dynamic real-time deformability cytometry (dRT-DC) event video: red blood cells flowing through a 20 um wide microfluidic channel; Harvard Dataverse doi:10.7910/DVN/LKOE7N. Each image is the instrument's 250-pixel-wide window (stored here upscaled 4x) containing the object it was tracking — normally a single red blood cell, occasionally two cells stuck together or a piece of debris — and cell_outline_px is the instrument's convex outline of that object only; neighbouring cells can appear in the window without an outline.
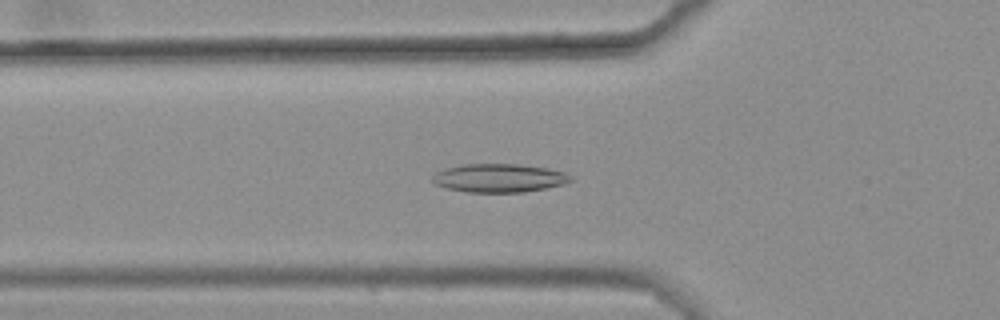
{"species": "common noctule bat (a hibernating species)", "species_latin": "Nyctalus noctula", "temperature_condition": "warm", "stored_images_in_passage": 48, "camera_frame_rate_fps": 3000, "um_per_image_px": 0.085, "animal": {"sex": "female", "body_mass_g": 25.1}, "frame": {"image": 1, "passage_image": 20, "time_ms": 6.333, "image_size_px": [1000, 320], "cell_outline_px": [[572, 180], [564, 184], [548, 188], [524, 192], [468, 192], [448, 188], [436, 184], [432, 180], [432, 176], [436, 172], [444, 168], [464, 164], [516, 164], [548, 168], [564, 172], [572, 176]], "centroid_in_image_um": [42.44, 15.13], "position_along_channel_um": 83.4, "area_um2": 22.95}}
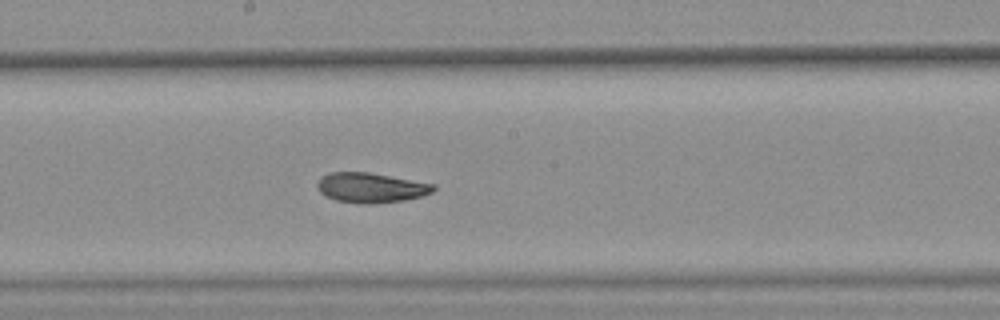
{"frame": {"image": 2, "passage_image": 31, "time_ms": 10.0, "image_size_px": [1000, 320], "cell_outline_px": [[436, 188], [432, 192], [420, 196], [404, 200], [376, 204], [360, 204], [336, 200], [320, 192], [316, 184], [328, 172], [368, 172], [436, 184]], "centroid_in_image_um": [31.55, 15.96], "position_along_channel_um": 216.7, "area_um2": 20.17}}
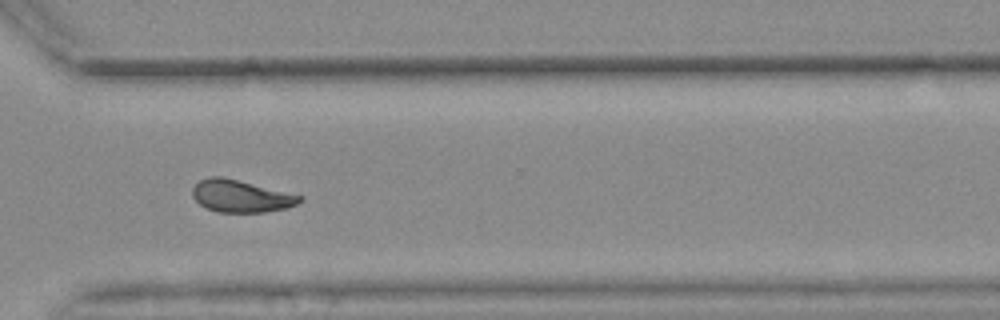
{"frame": {"image": 3, "passage_image": 42, "time_ms": 13.667, "image_size_px": [1000, 320], "cell_outline_px": [[304, 200], [288, 208], [264, 212], [216, 212], [200, 204], [192, 196], [192, 188], [200, 180], [208, 176], [224, 176], [304, 196]], "centroid_in_image_um": [20.49, 16.66], "position_along_channel_um": 350.1, "area_um2": 20.35}, "authors_computed_cell_mechanics": {"area_um2": 21.0392, "velocity_mm_per_s": 3.6308, "shape_relaxation_time_tau1_ms": null, "shape_relaxation_time_tau2_ms": 3.0148, "deformation_change_tau1": null, "deformation_change_tau2": 0.0872}}